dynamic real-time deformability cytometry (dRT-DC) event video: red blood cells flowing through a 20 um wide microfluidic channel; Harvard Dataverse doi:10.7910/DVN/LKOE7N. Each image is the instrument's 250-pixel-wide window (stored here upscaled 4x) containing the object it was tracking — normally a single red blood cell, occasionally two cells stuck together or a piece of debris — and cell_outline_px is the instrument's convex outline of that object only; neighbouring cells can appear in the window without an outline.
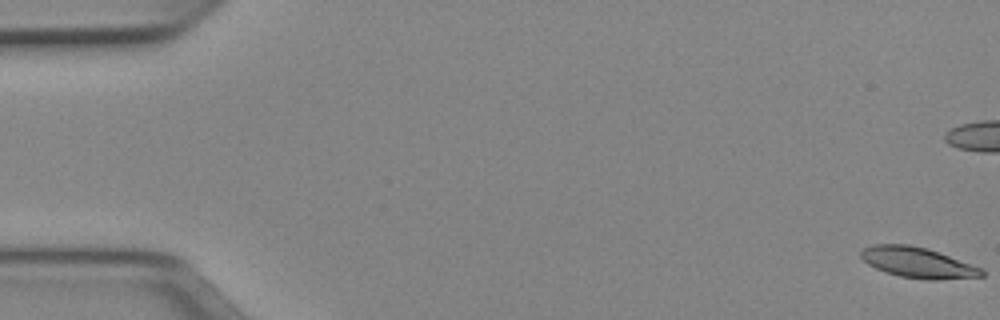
{"species": "Egyptian fruit bat (a non-hibernating species)", "species_latin": "Rousettus aegyptiacus", "temperature_condition": "cold", "stored_images_in_passage": 53, "camera_frame_rate_fps": 3000, "um_per_image_px": 0.085, "animal": {"sex": "female"}, "frame": {"image": 1, "passage_image": 1, "time_ms": 0.0, "image_size_px": [1000, 320], "cell_outline_px": [[984, 276], [936, 280], [924, 280], [900, 276], [884, 272], [868, 264], [860, 256], [860, 252], [864, 248], [872, 244], [908, 244], [928, 248], [980, 268], [984, 272]], "centroid_in_image_um": [77.96, 22.32], "position_along_channel_um": 7.0, "area_um2": 21.39}}
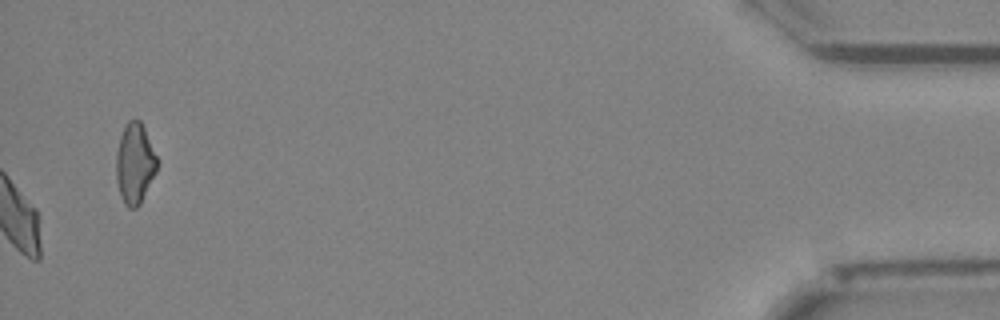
{"frame": {"image": 2, "passage_image": 53, "time_ms": 17.333, "image_size_px": [1000, 320], "cell_outline_px": [[156, 172], [140, 204], [136, 208], [128, 208], [124, 204], [120, 196], [116, 180], [116, 152], [120, 136], [128, 120], [140, 120], [144, 128], [156, 156]], "centroid_in_image_um": [11.43, 13.93], "position_along_channel_um": 423.8, "area_um2": 19.02}, "authors_computed_cell_mechanics": {"area_um2": 21.7906, "velocity_mm_per_s": 3.9458, "shape_relaxation_time_tau1_ms": 6.2944, "shape_relaxation_time_tau2_ms": 11.2567, "deformation_change_tau1": 0.1492, "deformation_change_tau2": 0.1819}}